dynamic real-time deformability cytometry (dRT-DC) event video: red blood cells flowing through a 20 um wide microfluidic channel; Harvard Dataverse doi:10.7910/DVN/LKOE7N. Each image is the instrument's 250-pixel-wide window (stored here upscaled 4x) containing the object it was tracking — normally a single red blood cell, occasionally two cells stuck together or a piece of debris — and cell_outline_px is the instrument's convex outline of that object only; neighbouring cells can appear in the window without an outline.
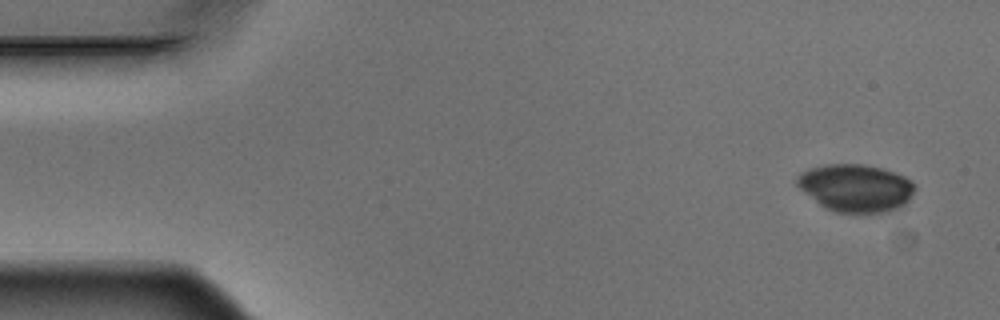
{"species": "Egyptian fruit bat (a non-hibernating species)", "species_latin": "Rousettus aegyptiacus", "temperature_condition": "warm", "stored_images_in_passage": 9, "camera_frame_rate_fps": 3000, "um_per_image_px": 0.085, "animal": {"sex": "male"}, "frame": {"image": 1, "passage_image": 1, "time_ms": 0.0, "image_size_px": [1000, 320], "cell_outline_px": [[916, 188], [908, 200], [900, 208], [888, 212], [836, 212], [824, 208], [804, 192], [796, 184], [796, 176], [800, 172], [824, 164], [864, 164], [884, 168], [904, 176], [912, 180]], "centroid_in_image_um": [72.74, 15.96], "position_along_channel_um": 12.3, "area_um2": 32.83}}